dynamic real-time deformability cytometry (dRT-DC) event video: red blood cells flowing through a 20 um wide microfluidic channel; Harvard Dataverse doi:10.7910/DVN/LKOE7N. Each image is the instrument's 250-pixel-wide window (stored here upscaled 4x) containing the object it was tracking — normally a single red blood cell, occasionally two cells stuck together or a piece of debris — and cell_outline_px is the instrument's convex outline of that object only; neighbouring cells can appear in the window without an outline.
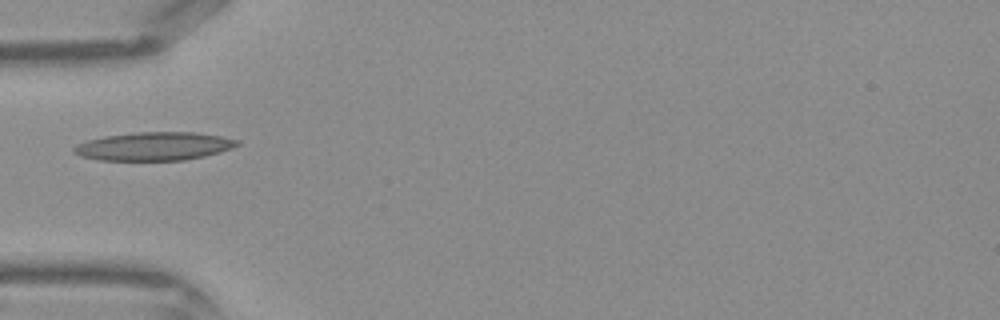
{"species": "Egyptian fruit bat (a non-hibernating species)", "species_latin": "Rousettus aegyptiacus", "temperature_condition": "warm", "stored_images_in_passage": 30, "camera_frame_rate_fps": 3000, "um_per_image_px": 0.085, "frame": {"image": 1, "passage_image": 1, "time_ms": 0.0, "image_size_px": [1000, 320], "cell_outline_px": [[240, 144], [232, 148], [220, 152], [204, 156], [184, 160], [100, 160], [80, 156], [72, 152], [72, 148], [76, 144], [88, 140], [104, 136], [136, 132], [196, 132], [220, 136], [240, 140]], "centroid_in_image_um": [13.09, 12.43], "position_along_channel_um": 71.9, "area_um2": 27.05}}
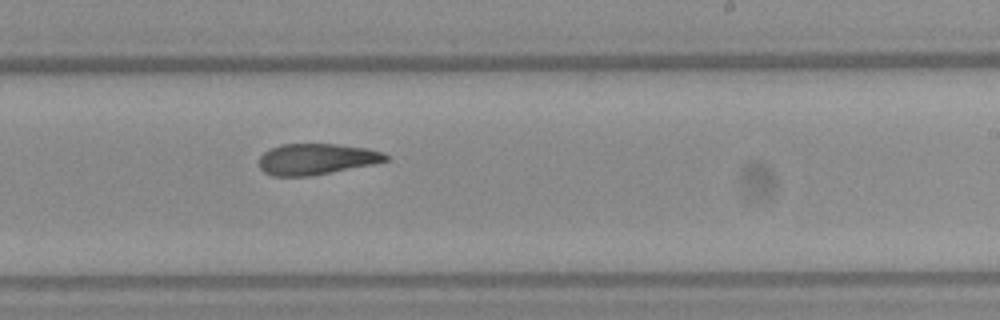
{"frame": {"image": 2, "passage_image": 13, "time_ms": 4.0, "image_size_px": [1000, 320], "cell_outline_px": [[388, 160], [372, 164], [308, 176], [272, 176], [264, 172], [260, 168], [260, 156], [264, 152], [280, 144], [336, 144], [368, 148], [384, 152], [388, 156]], "centroid_in_image_um": [26.89, 13.51], "position_along_channel_um": 262.1, "area_um2": 22.72}}
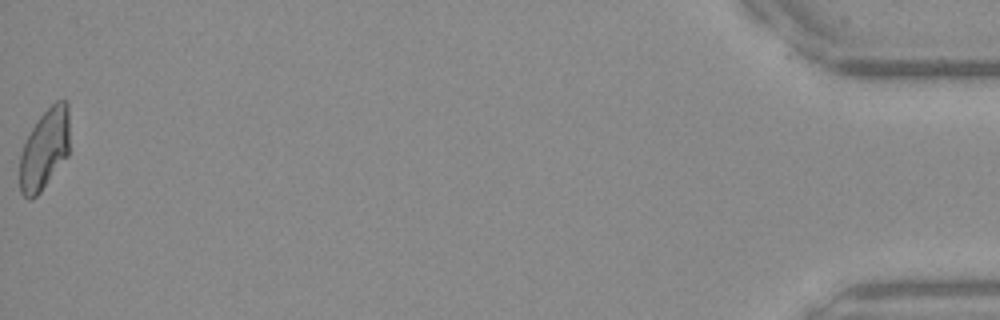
{"frame": {"image": 3, "passage_image": 30, "time_ms": 9.667, "image_size_px": [1000, 320], "cell_outline_px": [[68, 156], [40, 192], [32, 200], [28, 200], [20, 192], [20, 156], [24, 144], [32, 128], [40, 116], [56, 100], [68, 100]], "centroid_in_image_um": [3.78, 12.7], "position_along_channel_um": 431.4, "area_um2": 23.24}}